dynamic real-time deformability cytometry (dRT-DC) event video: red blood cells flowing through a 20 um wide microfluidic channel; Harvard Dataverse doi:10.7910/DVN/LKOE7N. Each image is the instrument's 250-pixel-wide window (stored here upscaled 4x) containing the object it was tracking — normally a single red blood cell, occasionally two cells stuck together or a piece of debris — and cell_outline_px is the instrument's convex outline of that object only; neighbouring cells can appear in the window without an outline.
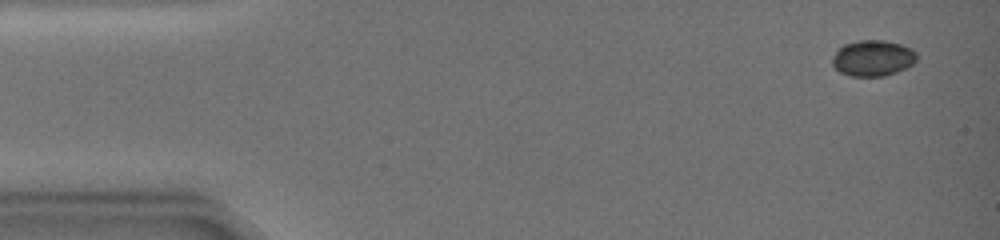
{"species": "common noctule bat (a hibernating species)", "species_latin": "Nyctalus noctula", "temperature_condition": "warm", "stored_images_in_passage": 74, "camera_frame_rate_fps": 3000, "um_per_image_px": 0.085, "animal": {"sex": "female", "body_mass_g": 19.0, "forearm_length_mm": 51.5}, "frame": {"image": 1, "passage_image": 5, "time_ms": 1.333, "image_size_px": [1000, 240], "cell_outline_px": [[916, 60], [912, 64], [896, 72], [884, 76], [852, 76], [840, 72], [832, 64], [832, 60], [836, 52], [844, 44], [856, 40], [884, 40], [900, 44], [912, 48], [916, 52]], "centroid_in_image_um": [74.2, 4.93], "position_along_channel_um": 10.8, "area_um2": 17.57}}
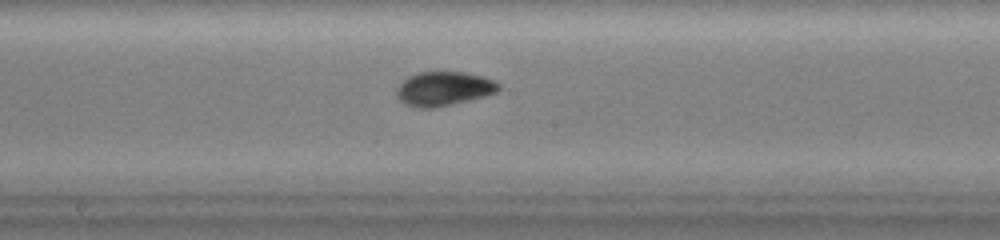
{"frame": {"image": 2, "passage_image": 41, "time_ms": 13.333, "image_size_px": [1000, 240], "cell_outline_px": [[500, 88], [496, 92], [484, 96], [436, 108], [416, 108], [404, 104], [396, 96], [396, 88], [408, 76], [416, 72], [464, 72], [484, 76], [496, 80], [500, 84]], "centroid_in_image_um": [37.71, 7.54], "position_along_channel_um": 210.5, "area_um2": 20.52}}
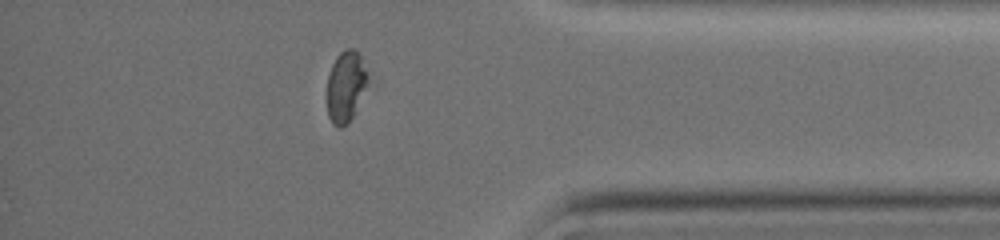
{"frame": {"image": 3, "passage_image": 64, "time_ms": 21.0, "image_size_px": [1000, 240], "cell_outline_px": [[368, 84], [352, 116], [340, 128], [332, 124], [328, 116], [328, 76], [332, 64], [336, 56], [344, 48], [356, 48], [360, 52], [368, 76]], "centroid_in_image_um": [29.4, 7.27], "position_along_channel_um": 405.8, "area_um2": 16.82}, "authors_computed_cell_mechanics": {"area_um2": 19.1318, "velocity_mm_per_s": 2.6818, "shape_relaxation_time_tau1_ms": 6.2569, "shape_relaxation_time_tau2_ms": 2.1462, "deformation_change_tau1": 0.1398, "deformation_change_tau2": 0.0516}}